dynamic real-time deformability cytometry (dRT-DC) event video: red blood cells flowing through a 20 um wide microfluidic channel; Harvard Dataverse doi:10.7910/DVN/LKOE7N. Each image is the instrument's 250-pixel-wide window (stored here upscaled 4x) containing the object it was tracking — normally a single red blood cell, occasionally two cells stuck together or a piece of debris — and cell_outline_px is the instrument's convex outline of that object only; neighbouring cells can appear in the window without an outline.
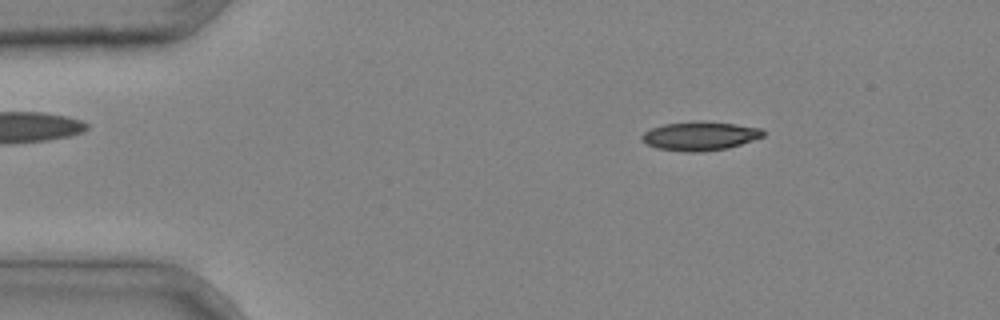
{"species": "common noctule bat (a hibernating species)", "species_latin": "Nyctalus noctula", "temperature_condition": "cold", "stored_images_in_passage": 39, "camera_frame_rate_fps": 3000, "um_per_image_px": 0.085, "animal": {"sex": "male", "body_mass_g": 20.4}, "frame": {"image": 1, "passage_image": 6, "time_ms": 1.667, "image_size_px": [1000, 320], "cell_outline_px": [[764, 136], [728, 148], [700, 152], [684, 152], [656, 148], [648, 144], [640, 136], [644, 132], [652, 128], [664, 124], [692, 120], [704, 120], [736, 124], [764, 128]], "centroid_in_image_um": [59.51, 11.54], "position_along_channel_um": 25.5, "area_um2": 20.63}}
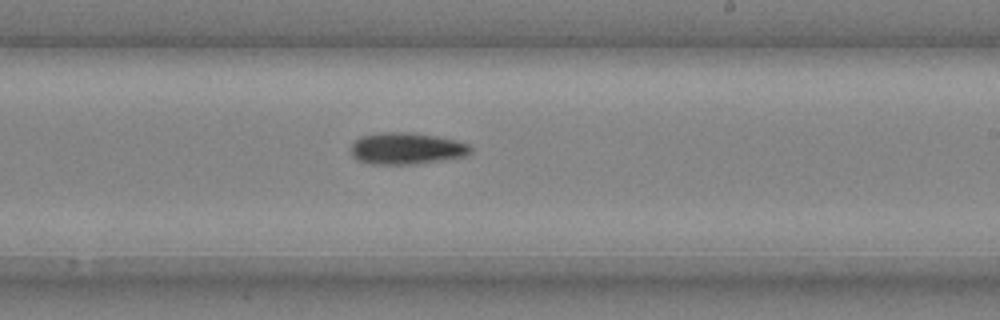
{"frame": {"image": 2, "passage_image": 25, "time_ms": 8.0, "image_size_px": [1000, 320], "cell_outline_px": [[472, 152], [464, 156], [444, 160], [412, 164], [368, 164], [356, 160], [352, 156], [352, 144], [360, 136], [376, 132], [408, 132], [436, 136], [456, 140], [468, 144], [472, 148]], "centroid_in_image_um": [34.53, 12.62], "position_along_channel_um": 254.5, "area_um2": 22.25}}
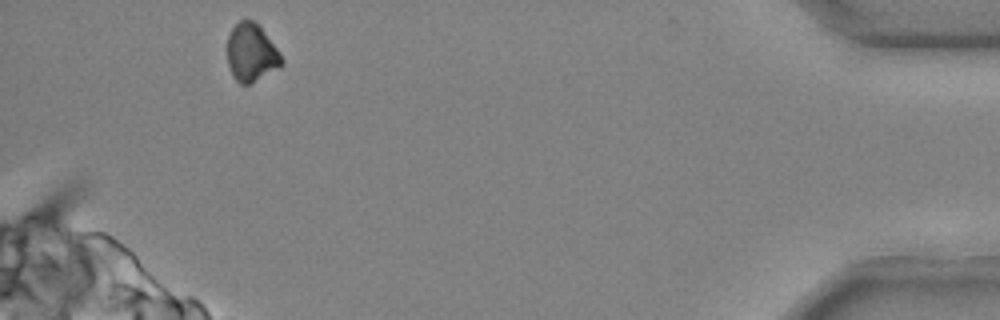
{"frame": {"image": 3, "passage_image": 39, "time_ms": 12.667, "image_size_px": [1000, 320], "cell_outline_px": [[284, 64], [280, 68], [248, 84], [240, 84], [232, 76], [228, 64], [224, 48], [228, 36], [232, 28], [244, 16], [252, 20], [264, 32], [280, 52], [284, 60]], "centroid_in_image_um": [21.33, 4.47], "position_along_channel_um": 413.9, "area_um2": 18.79}}